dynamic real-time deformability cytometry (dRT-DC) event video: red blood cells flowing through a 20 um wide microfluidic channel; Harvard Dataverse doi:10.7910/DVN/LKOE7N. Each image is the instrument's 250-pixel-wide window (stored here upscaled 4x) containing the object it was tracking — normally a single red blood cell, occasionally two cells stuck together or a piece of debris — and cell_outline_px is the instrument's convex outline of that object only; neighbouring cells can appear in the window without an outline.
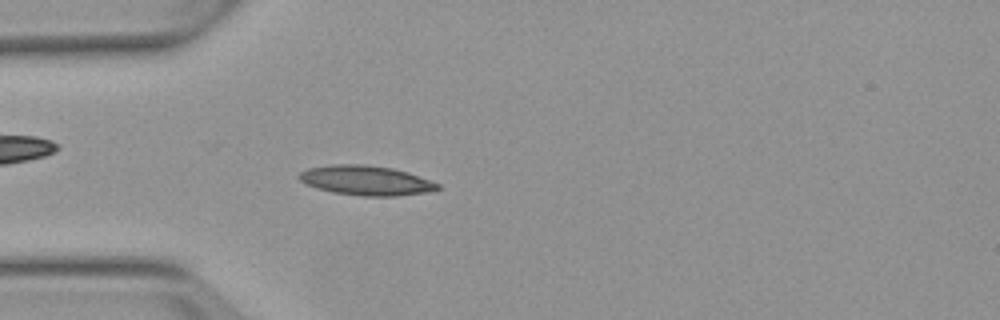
{"species": "Egyptian fruit bat (a non-hibernating species)", "species_latin": "Rousettus aegyptiacus", "temperature_condition": "warm", "stored_images_in_passage": 3, "camera_frame_rate_fps": 3000, "um_per_image_px": 0.085, "animal": {"sex": "female"}, "frame": {"image": 1, "passage_image": 3, "time_ms": 2.333, "image_size_px": [1000, 320], "cell_outline_px": [[440, 188], [436, 192], [396, 196], [364, 196], [332, 192], [316, 188], [300, 180], [296, 176], [300, 172], [308, 168], [332, 164], [364, 164], [392, 168], [408, 172], [440, 184]], "centroid_in_image_um": [31.15, 15.34], "position_along_channel_um": 53.8, "area_um2": 24.16}}